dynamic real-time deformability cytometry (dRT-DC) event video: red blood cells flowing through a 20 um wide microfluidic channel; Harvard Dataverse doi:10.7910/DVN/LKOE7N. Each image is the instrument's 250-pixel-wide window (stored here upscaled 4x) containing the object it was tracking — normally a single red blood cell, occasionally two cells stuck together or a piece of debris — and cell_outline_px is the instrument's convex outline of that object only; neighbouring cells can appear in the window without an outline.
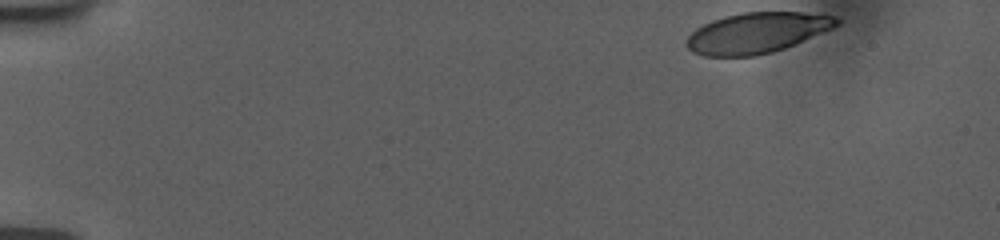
{"species": "human", "species_latin": "Homo sapiens", "temperature_condition": "room temperature", "stored_images_in_passage": 45, "camera_frame_rate_fps": 3000, "um_per_image_px": 0.085, "donor": {"sex": "female"}, "frame": {"image": 1, "passage_image": 1, "time_ms": 0.0, "image_size_px": [1000, 240], "cell_outline_px": [[840, 24], [832, 28], [784, 48], [772, 52], [756, 56], [704, 56], [692, 52], [684, 44], [688, 36], [696, 28], [712, 20], [724, 16], [740, 12], [800, 12], [836, 16], [840, 20]], "centroid_in_image_um": [64.3, 2.79], "position_along_channel_um": 20.7, "area_um2": 35.43}}
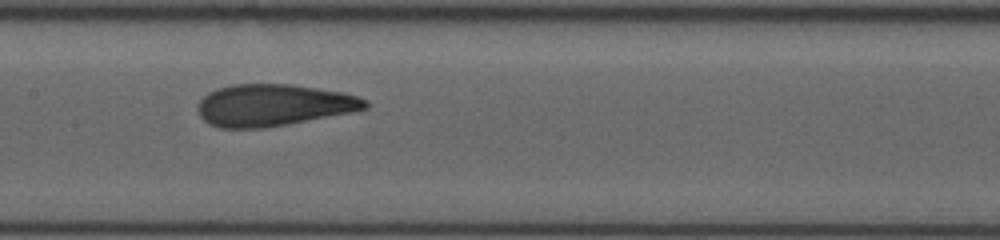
{"frame": {"image": 2, "passage_image": 24, "time_ms": 7.667, "image_size_px": [1000, 240], "cell_outline_px": [[368, 108], [352, 112], [288, 124], [264, 128], [220, 128], [208, 124], [200, 116], [196, 108], [200, 100], [208, 92], [232, 84], [292, 84], [344, 92], [368, 100]], "centroid_in_image_um": [23.23, 8.94], "position_along_channel_um": 184.2, "area_um2": 40.98}}
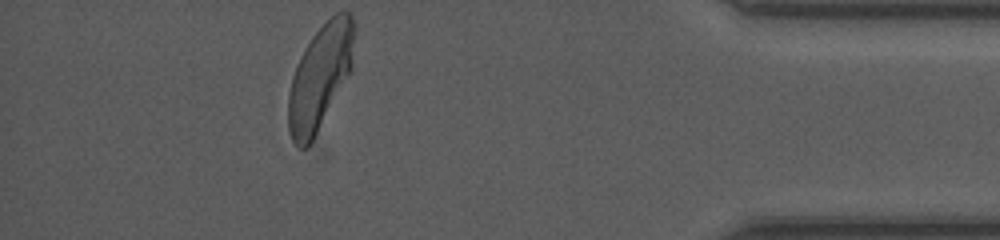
{"frame": {"image": 3, "passage_image": 45, "time_ms": 14.667, "image_size_px": [1000, 240], "cell_outline_px": [[356, 32], [352, 68], [312, 140], [304, 148], [300, 148], [292, 140], [288, 128], [288, 92], [292, 76], [300, 56], [304, 48], [312, 36], [336, 12], [348, 12], [352, 16], [356, 24]], "centroid_in_image_um": [27.21, 6.49], "position_along_channel_um": 408.0, "area_um2": 39.94}, "authors_computed_cell_mechanics": {"area_um2": 40.2288, "velocity_mm_per_s": 3.7519, "shape_relaxation_time_tau1_ms": 6.6722, "shape_relaxation_time_tau2_ms": 1.0269, "deformation_change_tau1": 0.2187, "deformation_change_tau2": 0.0878}}